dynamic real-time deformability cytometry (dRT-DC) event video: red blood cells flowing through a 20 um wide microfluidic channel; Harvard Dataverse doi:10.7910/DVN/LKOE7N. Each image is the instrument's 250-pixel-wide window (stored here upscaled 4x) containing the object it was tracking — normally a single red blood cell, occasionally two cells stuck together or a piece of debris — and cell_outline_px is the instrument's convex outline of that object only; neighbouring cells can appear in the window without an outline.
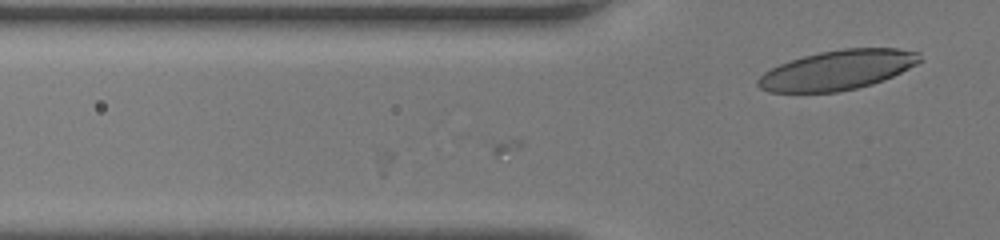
{"species": "human", "species_latin": "Homo sapiens", "temperature_condition": "room temperature", "stored_images_in_passage": 7, "camera_frame_rate_fps": 3000, "um_per_image_px": 0.085, "donor": {"sex": "female"}, "frame": {"image": 1, "passage_image": 7, "time_ms": 2.0, "image_size_px": [1000, 240], "cell_outline_px": [[924, 60], [884, 80], [872, 84], [856, 88], [836, 92], [768, 92], [760, 88], [756, 84], [756, 80], [764, 72], [780, 64], [804, 56], [820, 52], [844, 48], [896, 48], [920, 52]], "centroid_in_image_um": [71.21, 5.95], "position_along_channel_um": 54.6, "area_um2": 37.28}}